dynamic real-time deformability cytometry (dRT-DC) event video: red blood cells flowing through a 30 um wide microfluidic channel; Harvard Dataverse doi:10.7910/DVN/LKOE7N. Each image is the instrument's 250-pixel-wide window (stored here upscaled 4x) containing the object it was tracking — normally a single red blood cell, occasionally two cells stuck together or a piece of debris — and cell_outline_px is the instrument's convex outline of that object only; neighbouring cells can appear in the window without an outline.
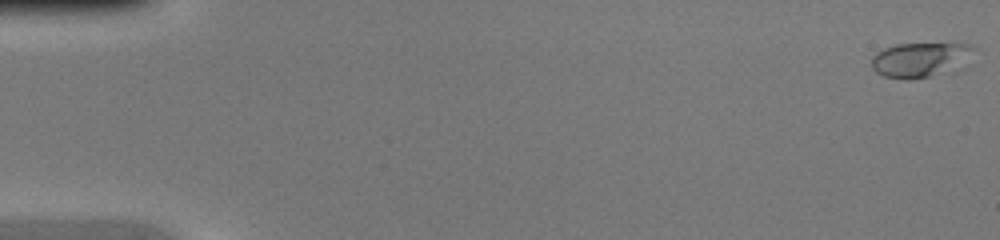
{"species": "common noctule bat (a hibernating species)", "species_latin": "Nyctalus noctula", "temperature_condition": "warm", "stored_images_in_passage": 12, "camera_frame_rate_fps": 3000, "um_per_image_px": 0.085, "animal": {"sex": "female", "body_mass_g": 20.0, "forearm_length_mm": 54.0}, "frame": {"image": 1, "passage_image": 1, "time_ms": 0.0, "image_size_px": [1000, 240], "cell_outline_px": [[976, 48], [956, 72], [908, 80], [904, 80], [884, 76], [876, 72], [872, 68], [872, 56], [876, 52], [884, 48], [896, 44], [972, 44]], "centroid_in_image_um": [78.23, 5.1], "position_along_channel_um": 6.8, "area_um2": 20.98}}